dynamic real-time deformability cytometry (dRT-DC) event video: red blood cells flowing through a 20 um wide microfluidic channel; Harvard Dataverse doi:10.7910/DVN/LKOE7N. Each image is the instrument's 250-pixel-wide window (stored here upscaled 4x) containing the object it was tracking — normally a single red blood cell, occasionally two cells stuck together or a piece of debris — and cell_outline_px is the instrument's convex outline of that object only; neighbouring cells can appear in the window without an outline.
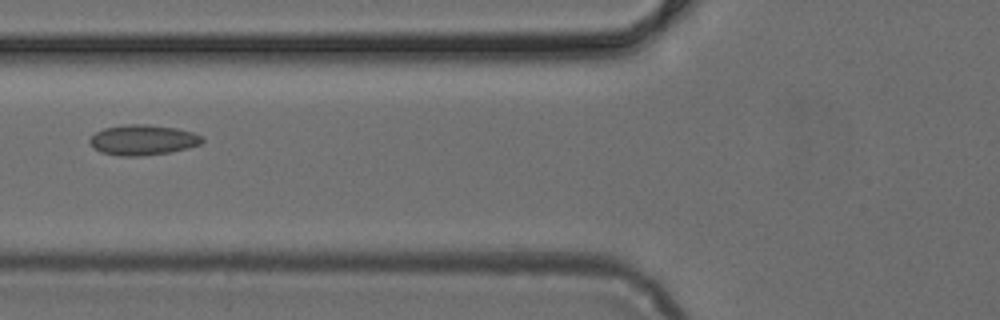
{"species": "common noctule bat (a hibernating species)", "species_latin": "Nyctalus noctula", "temperature_condition": "cold", "stored_images_in_passage": 6, "camera_frame_rate_fps": 3000, "um_per_image_px": 0.085, "animal": {"sex": "female", "body_mass_g": 24.6, "forearm_length_mm": 56.2}, "frame": {"image": 1, "passage_image": 6, "time_ms": 1.667, "image_size_px": [1000, 320], "cell_outline_px": [[204, 140], [200, 144], [188, 148], [168, 152], [140, 156], [120, 156], [100, 152], [88, 140], [96, 132], [104, 128], [124, 124], [148, 124], [176, 128], [192, 132], [200, 136]], "centroid_in_image_um": [12.13, 11.89], "position_along_channel_um": 113.7, "area_um2": 19.71}}